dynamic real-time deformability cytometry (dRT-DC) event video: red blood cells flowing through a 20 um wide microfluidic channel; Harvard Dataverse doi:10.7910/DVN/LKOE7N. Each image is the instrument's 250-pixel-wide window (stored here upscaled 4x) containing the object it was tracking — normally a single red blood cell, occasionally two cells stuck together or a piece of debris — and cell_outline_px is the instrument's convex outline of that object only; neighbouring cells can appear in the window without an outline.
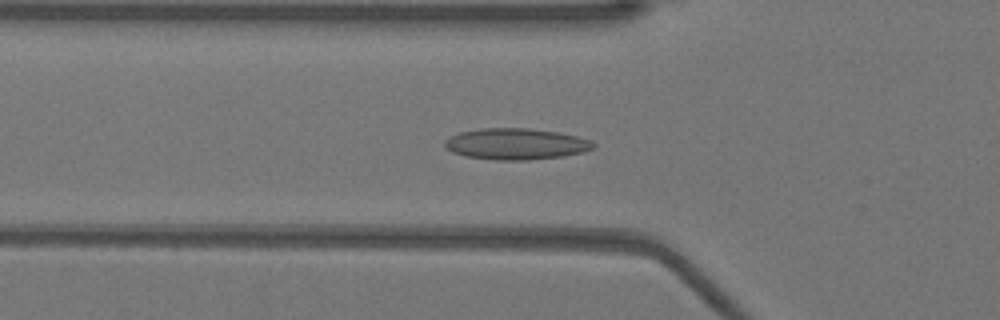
{"species": "Egyptian fruit bat (a non-hibernating species)", "species_latin": "Rousettus aegyptiacus", "temperature_condition": "warm", "stored_images_in_passage": 37, "camera_frame_rate_fps": 3000, "um_per_image_px": 0.085, "animal": {"sex": "female"}, "frame": {"image": 1, "passage_image": 12, "time_ms": 3.667, "image_size_px": [1000, 320], "cell_outline_px": [[596, 144], [592, 148], [584, 152], [564, 156], [528, 160], [496, 160], [464, 156], [452, 152], [444, 144], [444, 140], [460, 132], [480, 128], [528, 128], [560, 132], [592, 140]], "centroid_in_image_um": [43.88, 12.23], "position_along_channel_um": 81.9, "area_um2": 27.17}}
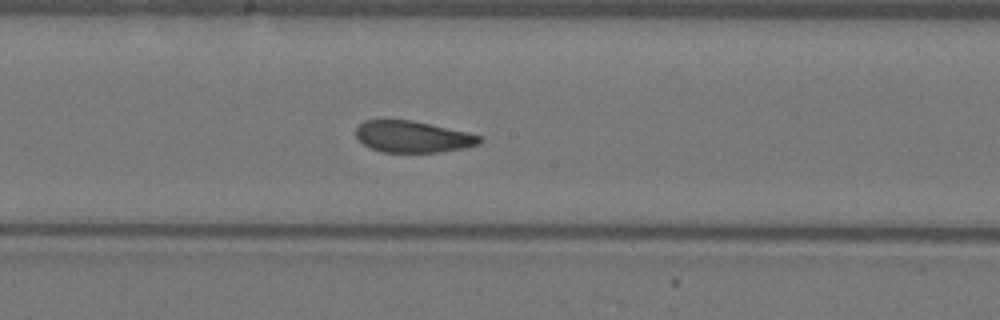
{"frame": {"image": 2, "passage_image": 22, "time_ms": 7.0, "image_size_px": [1000, 320], "cell_outline_px": [[484, 140], [480, 144], [464, 148], [440, 152], [380, 152], [364, 144], [356, 136], [356, 128], [364, 120], [412, 120], [468, 132], [480, 136]], "centroid_in_image_um": [35.11, 11.62], "position_along_channel_um": 213.1, "area_um2": 22.72}}
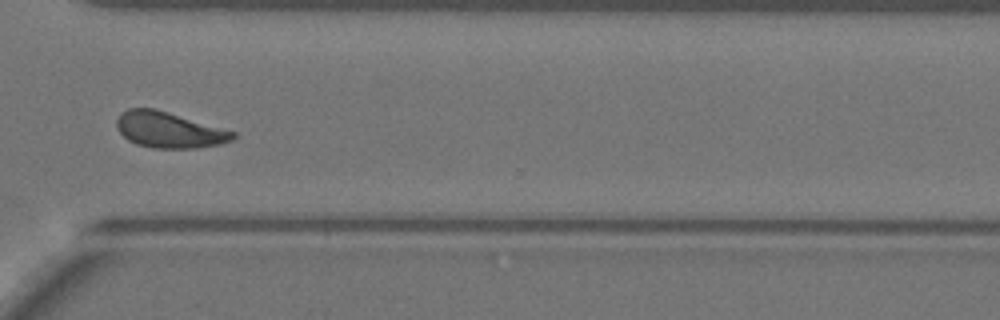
{"frame": {"image": 3, "passage_image": 33, "time_ms": 10.667, "image_size_px": [1000, 320], "cell_outline_px": [[236, 136], [232, 140], [220, 144], [196, 148], [152, 148], [136, 144], [128, 140], [116, 128], [116, 120], [120, 112], [128, 108], [152, 108], [168, 112], [236, 132]], "centroid_in_image_um": [14.34, 11.04], "position_along_channel_um": 356.3, "area_um2": 24.28}, "authors_computed_cell_mechanics": {"area_um2": 24.3916, "velocity_mm_per_s": 3.9172, "shape_relaxation_time_tau1_ms": 5.5982, "shape_relaxation_time_tau2_ms": 1.5479, "deformation_change_tau1": 0.1546, "deformation_change_tau2": 0.0704}}